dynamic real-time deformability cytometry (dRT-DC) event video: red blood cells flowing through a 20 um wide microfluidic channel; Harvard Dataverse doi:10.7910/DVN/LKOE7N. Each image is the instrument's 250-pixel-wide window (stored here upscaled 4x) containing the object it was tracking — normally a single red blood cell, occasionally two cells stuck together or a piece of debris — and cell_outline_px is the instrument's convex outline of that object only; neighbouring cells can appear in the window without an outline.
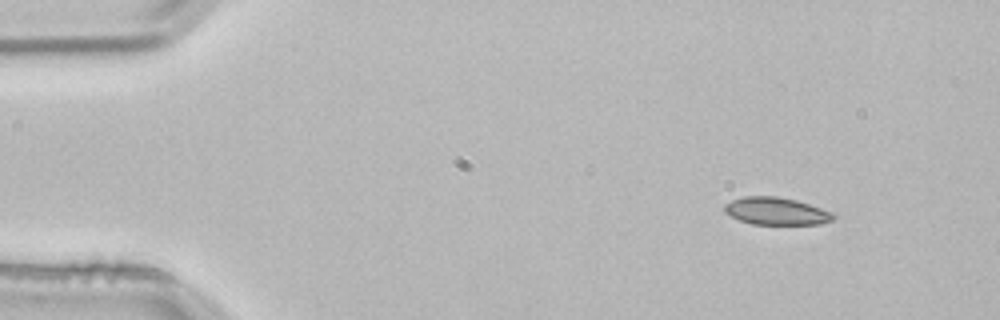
{"species": "common noctule bat (a hibernating species)", "species_latin": "Nyctalus noctula", "temperature_condition": "room temperature", "stored_images_in_passage": 3, "segment_of_instrument_passage": [2, 2], "camera_frame_rate_fps": 3000, "um_per_image_px": 0.085, "animal": {"sex": "male", "body_mass_g": 21.5, "forearm_length_mm": 52.0}, "frame": {"image": 1, "passage_image": 3, "time_ms": 0.667, "image_size_px": [1000, 320], "cell_outline_px": [[836, 216], [832, 220], [820, 224], [752, 224], [740, 220], [724, 212], [724, 204], [732, 200], [744, 196], [776, 196], [796, 200], [836, 212]], "centroid_in_image_um": [66.02, 17.94], "position_along_channel_um": 19.0, "area_um2": 17.51}}